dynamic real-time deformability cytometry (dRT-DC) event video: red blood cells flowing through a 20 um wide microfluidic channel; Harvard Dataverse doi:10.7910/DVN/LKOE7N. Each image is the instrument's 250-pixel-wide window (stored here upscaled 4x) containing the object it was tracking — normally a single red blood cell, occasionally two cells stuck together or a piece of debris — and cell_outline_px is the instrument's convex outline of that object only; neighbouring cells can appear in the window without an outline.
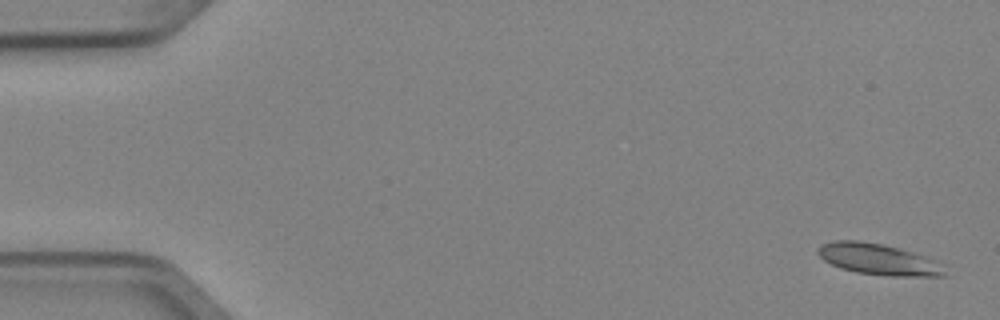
{"species": "Egyptian fruit bat (a non-hibernating species)", "species_latin": "Rousettus aegyptiacus", "temperature_condition": "cold", "stored_images_in_passage": 4, "camera_frame_rate_fps": 3000, "um_per_image_px": 0.085, "animal": {"sex": "female"}, "frame": {"image": 1, "passage_image": 1, "time_ms": 0.0, "image_size_px": [1000, 320], "cell_outline_px": [[948, 276], [892, 276], [856, 272], [840, 268], [824, 260], [816, 252], [816, 248], [820, 244], [832, 240], [860, 240], [884, 244], [912, 252], [948, 264]], "centroid_in_image_um": [74.73, 22.04], "position_along_channel_um": 10.3, "area_um2": 23.58}}
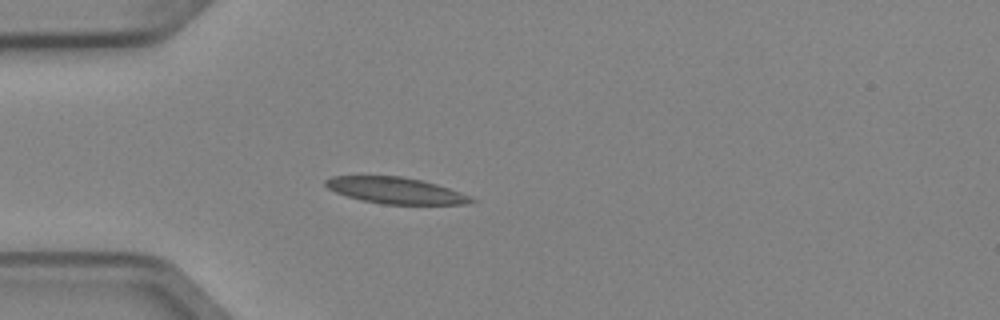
{"frame": {"image": 2, "passage_image": 4, "time_ms": 1.0, "image_size_px": [1000, 320], "cell_outline_px": [[476, 200], [468, 204], [384, 204], [364, 200], [348, 196], [336, 192], [328, 188], [324, 184], [324, 180], [332, 176], [400, 176], [420, 180], [436, 184], [472, 196]], "centroid_in_image_um": [33.64, 16.19], "position_along_channel_um": 51.4, "area_um2": 22.08}}